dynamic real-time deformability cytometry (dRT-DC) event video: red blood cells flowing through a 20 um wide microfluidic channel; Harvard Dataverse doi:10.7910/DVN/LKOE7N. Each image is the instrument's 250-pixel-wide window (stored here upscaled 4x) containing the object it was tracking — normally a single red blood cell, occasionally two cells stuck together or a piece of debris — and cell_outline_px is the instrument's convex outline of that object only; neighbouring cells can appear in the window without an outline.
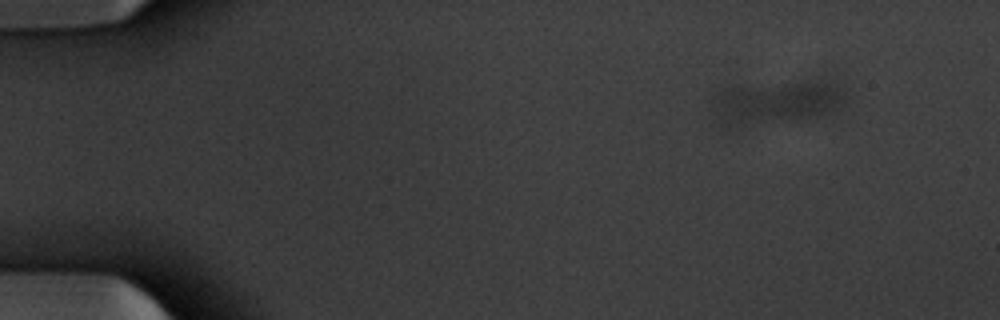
{"species": "common noctule bat (a hibernating species)", "species_latin": "Nyctalus noctula", "temperature_condition": "warm", "stored_images_in_passage": 20, "segment_of_instrument_passage": [1, 2], "camera_frame_rate_fps": 3000, "um_per_image_px": 0.085, "animal": {"sex": "male", "body_mass_g": 20.1, "forearm_length_mm": 53.5}, "frame": {"image": 1, "passage_image": 6, "time_ms": 1.667, "image_size_px": [1000, 320], "cell_outline_px": [[848, 104], [820, 116], [720, 128], [716, 124], [712, 104], [712, 100], [724, 88], [816, 80], [824, 80], [840, 88], [844, 92]], "centroid_in_image_um": [65.96, 8.72], "position_along_channel_um": 19.0, "area_um2": 33.58}}